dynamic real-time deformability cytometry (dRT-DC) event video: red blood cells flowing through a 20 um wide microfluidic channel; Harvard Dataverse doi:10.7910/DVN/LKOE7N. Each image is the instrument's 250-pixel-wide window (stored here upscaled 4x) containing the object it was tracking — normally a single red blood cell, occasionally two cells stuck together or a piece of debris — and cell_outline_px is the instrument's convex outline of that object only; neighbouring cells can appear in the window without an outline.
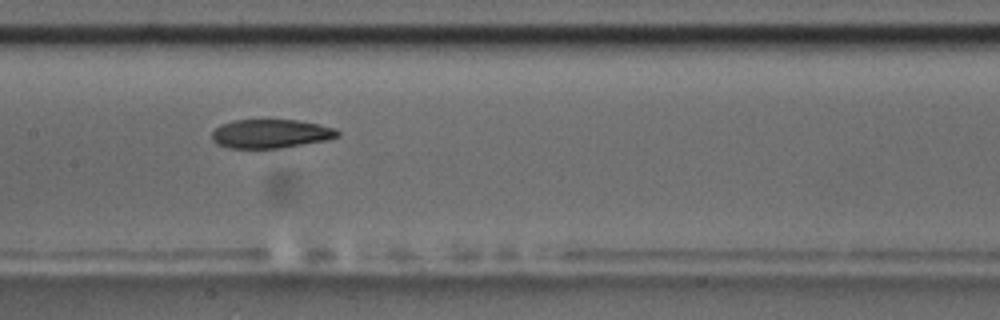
{"species": "common noctule bat (a hibernating species)", "species_latin": "Nyctalus noctula", "temperature_condition": "room temperature", "stored_images_in_passage": 9, "camera_frame_rate_fps": 3000, "um_per_image_px": 0.085, "animal": {"sex": "male", "body_mass_g": 17.5, "forearm_length_mm": 52.3}, "frame": {"image": 1, "passage_image": 8, "time_ms": 9.0, "image_size_px": [1000, 320], "cell_outline_px": [[340, 136], [328, 140], [280, 148], [228, 148], [216, 144], [212, 140], [212, 132], [220, 124], [236, 120], [296, 120], [320, 124], [336, 128], [340, 132]], "centroid_in_image_um": [23.03, 11.37], "position_along_channel_um": 184.4, "area_um2": 21.27}}
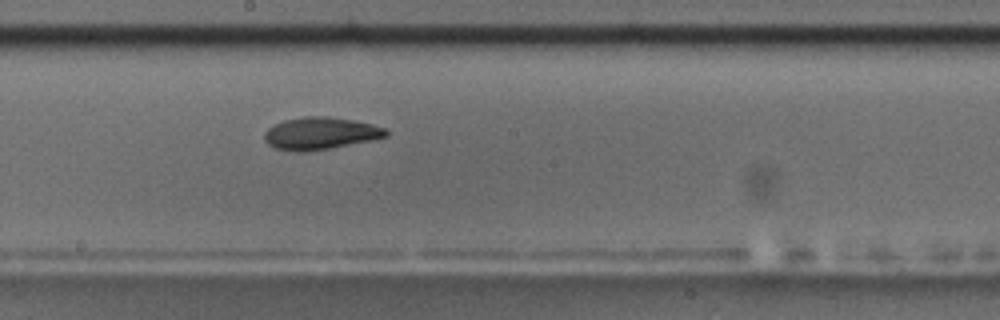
{"frame": {"image": 2, "passage_image": 9, "time_ms": 10.0, "image_size_px": [1000, 320], "cell_outline_px": [[388, 136], [372, 140], [328, 148], [304, 152], [296, 152], [276, 148], [268, 144], [264, 140], [264, 132], [272, 124], [284, 120], [304, 116], [328, 116], [352, 120], [372, 124], [384, 128], [388, 132]], "centroid_in_image_um": [27.19, 11.33], "position_along_channel_um": 221.0, "area_um2": 22.83}}